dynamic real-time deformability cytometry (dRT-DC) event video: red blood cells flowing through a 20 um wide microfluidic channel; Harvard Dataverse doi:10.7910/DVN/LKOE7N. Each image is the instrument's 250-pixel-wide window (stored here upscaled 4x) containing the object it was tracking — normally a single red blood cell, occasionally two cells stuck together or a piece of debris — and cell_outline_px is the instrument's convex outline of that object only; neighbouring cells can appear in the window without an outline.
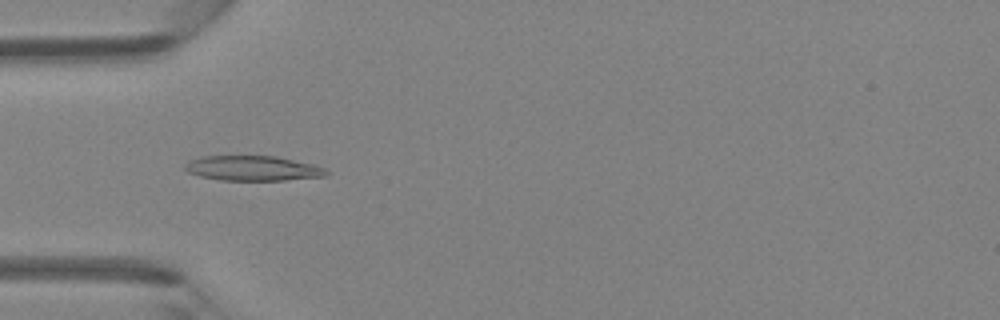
{"species": "Egyptian fruit bat (a non-hibernating species)", "species_latin": "Rousettus aegyptiacus", "temperature_condition": "room temperature", "stored_images_in_passage": 47, "camera_frame_rate_fps": 3000, "um_per_image_px": 0.085, "animal": {"sex": "female"}, "frame": {"image": 1, "passage_image": 15, "time_ms": 4.667, "image_size_px": [1000, 320], "cell_outline_px": [[328, 176], [284, 180], [220, 180], [200, 176], [188, 172], [184, 168], [184, 164], [188, 160], [204, 156], [276, 156], [312, 164], [324, 168], [328, 172]], "centroid_in_image_um": [21.47, 14.3], "position_along_channel_um": 63.5, "area_um2": 20.52}}
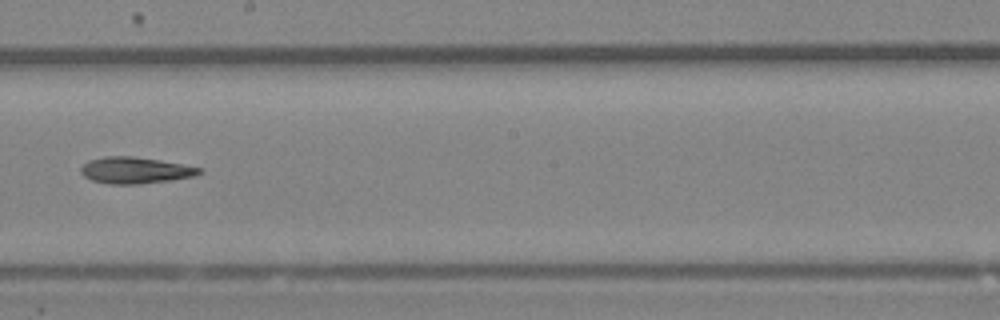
{"frame": {"image": 2, "passage_image": 27, "time_ms": 8.667, "image_size_px": [1000, 320], "cell_outline_px": [[204, 172], [196, 176], [172, 180], [140, 184], [108, 184], [92, 180], [84, 176], [80, 172], [80, 168], [88, 160], [104, 156], [132, 156], [160, 160], [200, 168]], "centroid_in_image_um": [11.48, 14.48], "position_along_channel_um": 236.7, "area_um2": 18.32}}
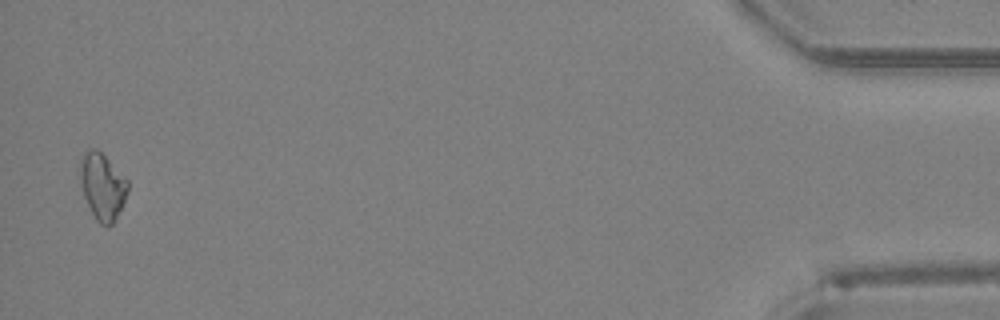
{"frame": {"image": 3, "passage_image": 46, "time_ms": 15.0, "image_size_px": [1000, 320], "cell_outline_px": [[128, 192], [116, 220], [108, 228], [100, 224], [96, 220], [84, 196], [80, 184], [80, 156], [88, 148], [96, 148], [128, 180]], "centroid_in_image_um": [8.7, 15.85], "position_along_channel_um": 426.5, "area_um2": 18.55}}